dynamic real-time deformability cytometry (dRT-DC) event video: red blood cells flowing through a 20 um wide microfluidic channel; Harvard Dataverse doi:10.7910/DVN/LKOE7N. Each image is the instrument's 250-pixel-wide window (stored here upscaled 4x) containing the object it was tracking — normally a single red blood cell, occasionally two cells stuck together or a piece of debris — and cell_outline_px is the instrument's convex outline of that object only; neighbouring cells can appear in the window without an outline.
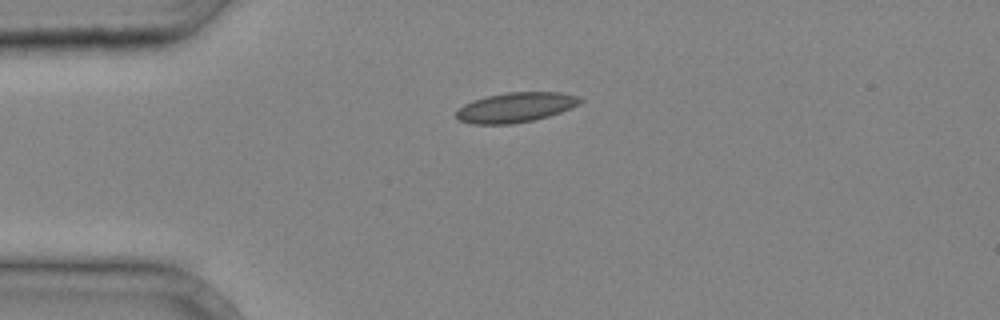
{"species": "common noctule bat (a hibernating species)", "species_latin": "Nyctalus noctula", "temperature_condition": "cold", "stored_images_in_passage": 27, "camera_frame_rate_fps": 3000, "um_per_image_px": 0.085, "animal": {"sex": "male", "body_mass_g": 20.4}, "frame": {"image": 1, "passage_image": 1, "time_ms": 0.0, "image_size_px": [1000, 320], "cell_outline_px": [[584, 100], [580, 104], [572, 108], [548, 116], [532, 120], [512, 124], [472, 124], [460, 120], [456, 116], [456, 112], [464, 104], [472, 100], [488, 96], [508, 92], [560, 92], [580, 96]], "centroid_in_image_um": [43.87, 9.12], "position_along_channel_um": 41.1, "area_um2": 21.56}}
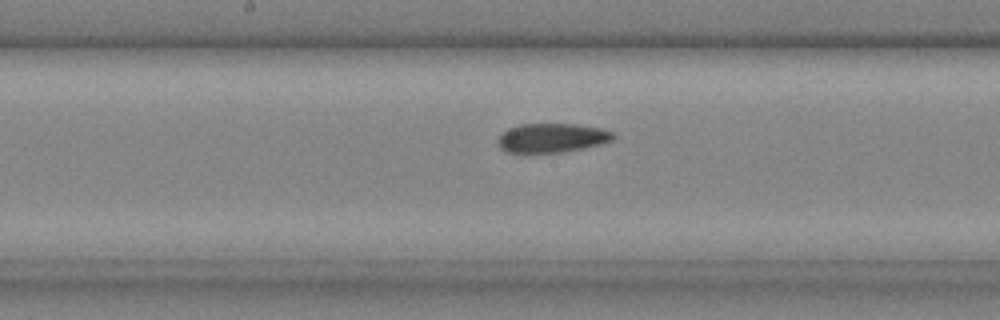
{"frame": {"image": 2, "passage_image": 12, "time_ms": 3.667, "image_size_px": [1000, 320], "cell_outline_px": [[616, 136], [612, 140], [600, 144], [564, 152], [504, 152], [496, 144], [496, 140], [508, 128], [520, 124], [572, 124], [600, 128], [612, 132]], "centroid_in_image_um": [46.87, 11.72], "position_along_channel_um": 201.3, "area_um2": 19.48}}
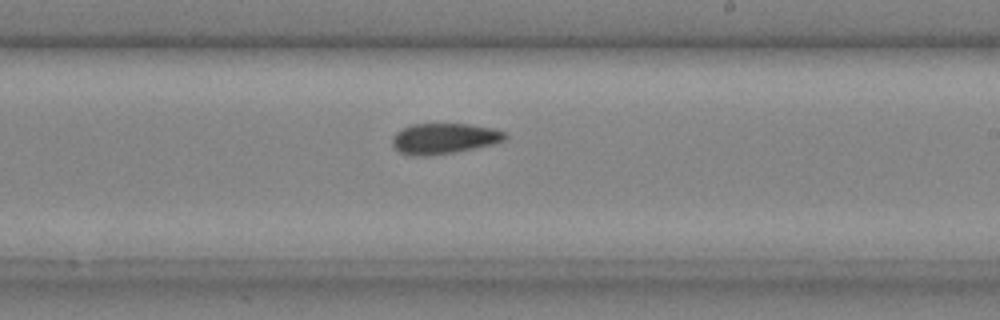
{"frame": {"image": 3, "passage_image": 15, "time_ms": 4.667, "image_size_px": [1000, 320], "cell_outline_px": [[508, 136], [504, 140], [492, 144], [456, 152], [428, 156], [412, 156], [400, 152], [392, 144], [392, 136], [400, 128], [412, 124], [468, 124], [492, 128], [504, 132]], "centroid_in_image_um": [37.7, 11.77], "position_along_channel_um": 251.3, "area_um2": 20.17}}